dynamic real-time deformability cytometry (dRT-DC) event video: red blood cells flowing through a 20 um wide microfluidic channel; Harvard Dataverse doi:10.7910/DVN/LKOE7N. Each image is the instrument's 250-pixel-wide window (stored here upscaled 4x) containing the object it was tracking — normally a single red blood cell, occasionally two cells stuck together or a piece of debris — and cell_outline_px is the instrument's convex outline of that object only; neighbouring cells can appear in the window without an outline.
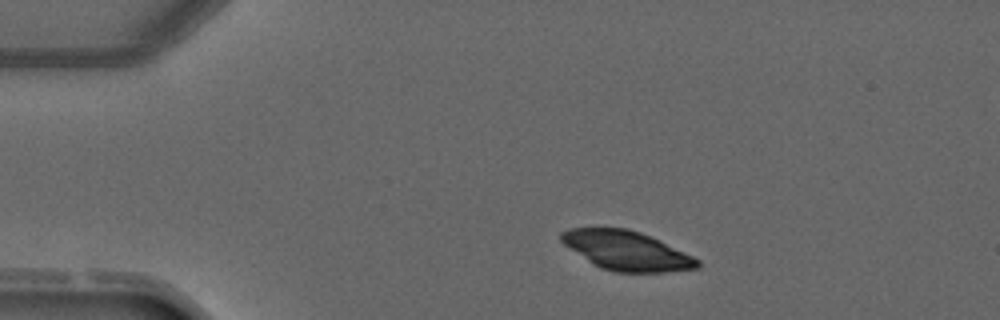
{"species": "common noctule bat (a hibernating species)", "species_latin": "Nyctalus noctula", "temperature_condition": "warm", "stored_images_in_passage": 2, "camera_frame_rate_fps": 3000, "um_per_image_px": 0.085, "animal": {"sex": "male", "forearm_length_mm": 52.5}, "frame": {"image": 1, "passage_image": 2, "time_ms": 1.333, "image_size_px": [1000, 320], "cell_outline_px": [[700, 268], [664, 272], [616, 272], [600, 268], [564, 244], [560, 240], [560, 232], [568, 228], [628, 228], [640, 232], [660, 240], [700, 260]], "centroid_in_image_um": [53.27, 21.3], "position_along_channel_um": 31.7, "area_um2": 30.92}}